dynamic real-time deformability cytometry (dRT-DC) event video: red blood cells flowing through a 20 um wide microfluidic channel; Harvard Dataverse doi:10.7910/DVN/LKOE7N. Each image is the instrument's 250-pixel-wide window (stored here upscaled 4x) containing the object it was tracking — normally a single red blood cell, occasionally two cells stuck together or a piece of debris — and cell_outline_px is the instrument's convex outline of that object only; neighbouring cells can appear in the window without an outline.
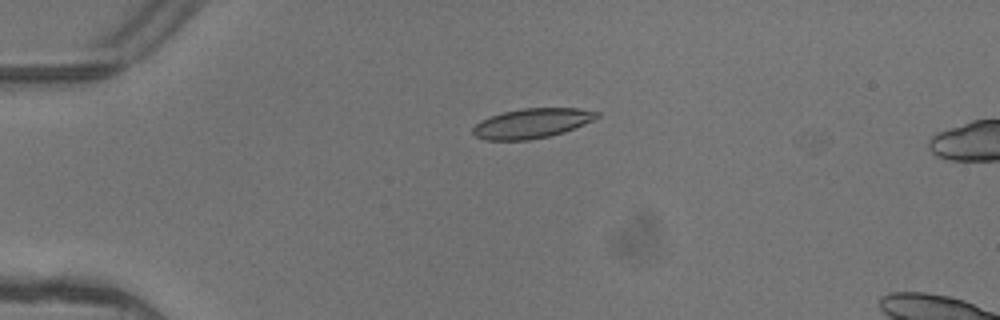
{"species": "common noctule bat (a hibernating species)", "species_latin": "Nyctalus noctula", "temperature_condition": "warm", "stored_images_in_passage": 5, "camera_frame_rate_fps": 3000, "um_per_image_px": 0.085, "animal": {"sex": "female"}, "frame": {"image": 1, "passage_image": 4, "time_ms": 1.0, "image_size_px": [1000, 320], "cell_outline_px": [[600, 116], [584, 124], [564, 132], [548, 136], [528, 140], [484, 140], [476, 136], [472, 132], [472, 128], [480, 120], [504, 112], [520, 108], [580, 108], [600, 112]], "centroid_in_image_um": [45.21, 10.47], "position_along_channel_um": 39.8, "area_um2": 21.44}}